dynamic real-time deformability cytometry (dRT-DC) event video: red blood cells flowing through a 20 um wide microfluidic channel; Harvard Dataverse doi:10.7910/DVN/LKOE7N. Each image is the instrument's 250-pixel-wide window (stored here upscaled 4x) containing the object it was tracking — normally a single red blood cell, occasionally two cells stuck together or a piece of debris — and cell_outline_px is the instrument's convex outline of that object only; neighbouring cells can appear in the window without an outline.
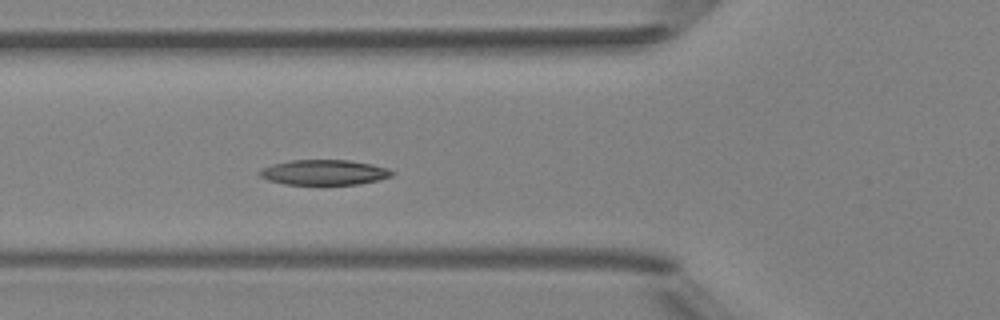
{"species": "Egyptian fruit bat (a non-hibernating species)", "species_latin": "Rousettus aegyptiacus", "temperature_condition": "room temperature", "stored_images_in_passage": 4, "camera_frame_rate_fps": 3000, "um_per_image_px": 0.085, "animal": {"sex": "female"}, "frame": {"image": 1, "passage_image": 4, "time_ms": 4.333, "image_size_px": [1000, 320], "cell_outline_px": [[396, 172], [392, 176], [360, 184], [284, 184], [268, 180], [260, 176], [256, 172], [260, 168], [272, 164], [292, 160], [348, 160], [372, 164], [388, 168]], "centroid_in_image_um": [27.53, 14.64], "position_along_channel_um": 98.3, "area_um2": 19.48}}